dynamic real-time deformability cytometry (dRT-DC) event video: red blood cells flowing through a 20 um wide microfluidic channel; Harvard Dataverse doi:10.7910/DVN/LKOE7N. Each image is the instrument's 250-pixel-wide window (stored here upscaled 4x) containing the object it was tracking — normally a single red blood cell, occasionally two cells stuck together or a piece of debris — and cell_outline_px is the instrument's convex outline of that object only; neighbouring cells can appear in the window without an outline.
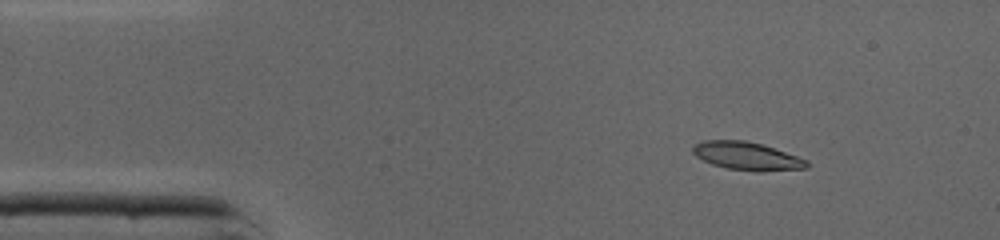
{"species": "common noctule bat (a hibernating species)", "species_latin": "Nyctalus noctula", "temperature_condition": "cold", "stored_images_in_passage": 41, "camera_frame_rate_fps": 3000, "um_per_image_px": 0.085, "animal": {"sex": "male", "body_mass_g": 19.0, "forearm_length_mm": 50.8}, "frame": {"image": 1, "passage_image": 1, "time_ms": 0.0, "image_size_px": [1000, 240], "cell_outline_px": [[808, 168], [760, 172], [756, 172], [728, 168], [712, 164], [696, 156], [692, 152], [692, 144], [704, 140], [744, 140], [760, 144], [808, 160]], "centroid_in_image_um": [63.46, 13.27], "position_along_channel_um": 21.5, "area_um2": 18.55}}
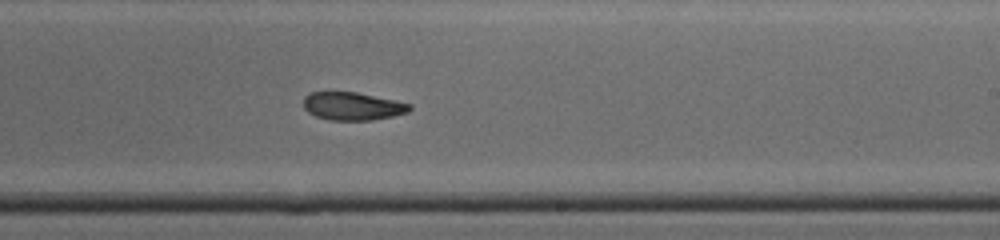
{"frame": {"image": 2, "passage_image": 22, "time_ms": 7.0, "image_size_px": [1000, 240], "cell_outline_px": [[412, 108], [408, 112], [392, 116], [372, 120], [328, 120], [316, 116], [308, 112], [304, 108], [304, 96], [312, 92], [356, 92], [412, 104]], "centroid_in_image_um": [29.96, 9.03], "position_along_channel_um": 259.0, "area_um2": 17.22}}
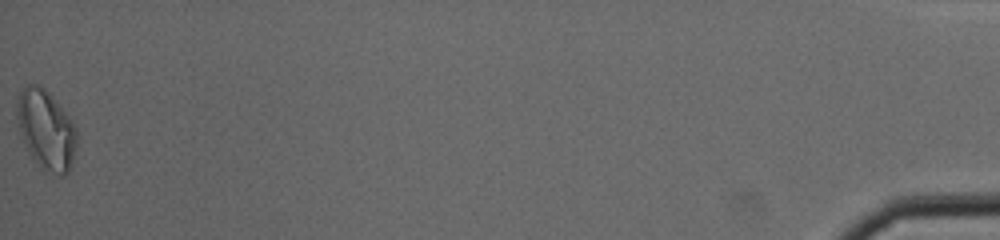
{"frame": {"image": 3, "passage_image": 41, "time_ms": 13.333, "image_size_px": [1000, 240], "cell_outline_px": [[76, 144], [68, 172], [64, 176], [60, 176], [40, 168], [28, 152], [24, 144], [20, 132], [16, 116], [16, 104], [20, 92], [28, 84], [36, 84], [44, 88], [60, 104], [76, 128]], "centroid_in_image_um": [3.89, 11.03], "position_along_channel_um": 431.3, "area_um2": 27.57}, "authors_computed_cell_mechanics": {"area_um2": 18.7272, "velocity_mm_per_s": 4.3656, "shape_relaxation_time_tau1_ms": 8.1438, "shape_relaxation_time_tau2_ms": 7.4569, "deformation_change_tau1": 0.2109, "deformation_change_tau2": 0.163}}